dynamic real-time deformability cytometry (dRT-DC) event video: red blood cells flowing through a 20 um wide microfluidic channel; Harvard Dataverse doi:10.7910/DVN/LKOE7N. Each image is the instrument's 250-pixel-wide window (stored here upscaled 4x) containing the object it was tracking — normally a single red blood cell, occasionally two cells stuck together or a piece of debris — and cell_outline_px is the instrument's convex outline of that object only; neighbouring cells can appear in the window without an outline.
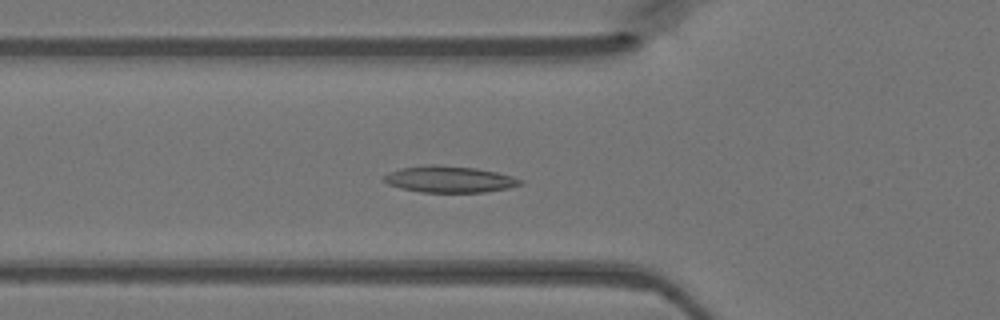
{"species": "Egyptian fruit bat (a non-hibernating species)", "species_latin": "Rousettus aegyptiacus", "temperature_condition": "warm", "stored_images_in_passage": 47, "camera_frame_rate_fps": 3000, "um_per_image_px": 0.085, "animal": {"sex": "female"}, "frame": {"image": 1, "passage_image": 16, "time_ms": 5.0, "image_size_px": [1000, 320], "cell_outline_px": [[524, 184], [508, 188], [484, 192], [420, 192], [400, 188], [388, 184], [384, 180], [384, 176], [388, 172], [400, 168], [432, 164], [436, 164], [476, 168], [496, 172], [512, 176], [524, 180]], "centroid_in_image_um": [38.21, 15.23], "position_along_channel_um": 87.6, "area_um2": 21.1}}
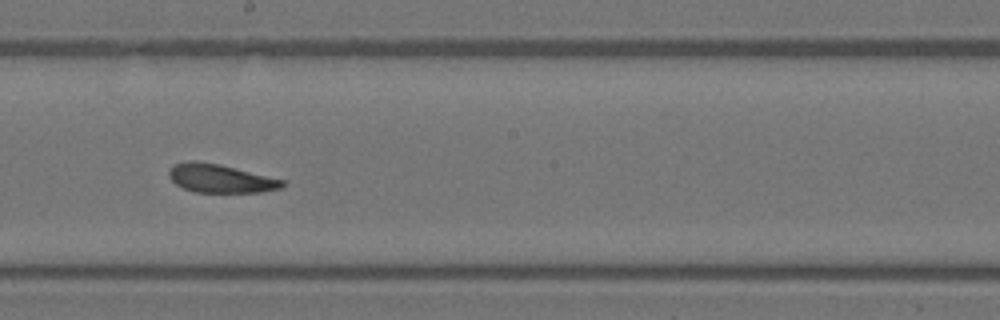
{"frame": {"image": 2, "passage_image": 26, "time_ms": 8.333, "image_size_px": [1000, 320], "cell_outline_px": [[288, 180], [280, 188], [260, 192], [196, 192], [184, 188], [176, 184], [168, 176], [168, 172], [172, 164], [188, 160], [196, 160], [220, 164]], "centroid_in_image_um": [18.74, 15.14], "position_along_channel_um": 229.5, "area_um2": 19.07}}
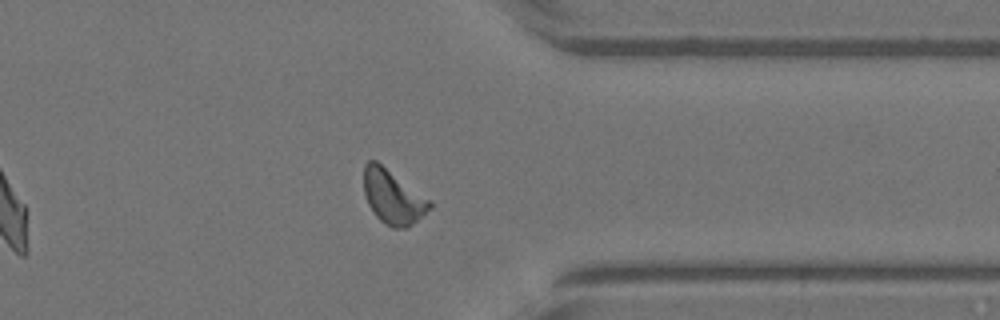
{"frame": {"image": 3, "passage_image": 37, "time_ms": 12.0, "image_size_px": [1000, 320], "cell_outline_px": [[432, 208], [408, 228], [392, 228], [384, 224], [372, 212], [368, 204], [364, 192], [364, 164], [368, 160], [376, 160], [432, 200]], "centroid_in_image_um": [33.41, 16.74], "position_along_channel_um": 378.0, "area_um2": 21.1}}